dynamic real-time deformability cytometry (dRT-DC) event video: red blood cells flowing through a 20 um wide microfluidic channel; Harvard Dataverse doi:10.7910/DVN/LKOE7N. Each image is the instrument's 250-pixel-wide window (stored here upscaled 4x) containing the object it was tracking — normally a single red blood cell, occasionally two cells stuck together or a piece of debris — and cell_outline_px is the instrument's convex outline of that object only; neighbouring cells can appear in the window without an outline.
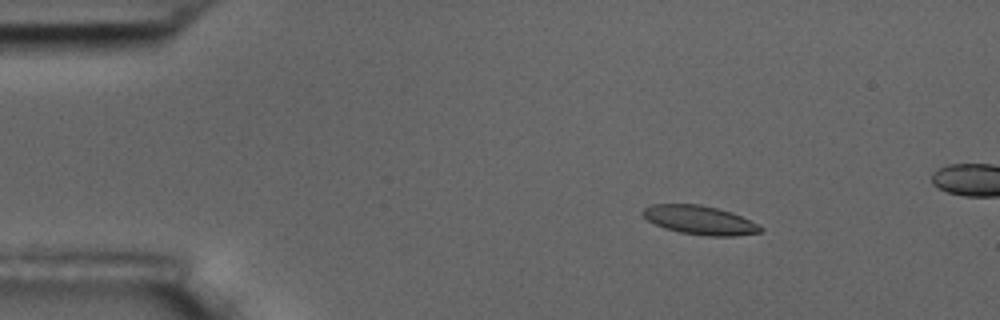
{"species": "common noctule bat (a hibernating species)", "species_latin": "Nyctalus noctula", "temperature_condition": "room temperature", "stored_images_in_passage": 5, "camera_frame_rate_fps": 3000, "um_per_image_px": 0.085, "animal": {"sex": "male", "body_mass_g": 17.5, "forearm_length_mm": 52.3}, "frame": {"image": 1, "passage_image": 2, "time_ms": 1.333, "image_size_px": [1000, 320], "cell_outline_px": [[764, 228], [760, 232], [736, 236], [708, 236], [680, 232], [664, 228], [648, 220], [640, 212], [644, 208], [652, 204], [700, 204], [732, 212]], "centroid_in_image_um": [59.45, 18.7], "position_along_channel_um": 25.5, "area_um2": 19.59}}